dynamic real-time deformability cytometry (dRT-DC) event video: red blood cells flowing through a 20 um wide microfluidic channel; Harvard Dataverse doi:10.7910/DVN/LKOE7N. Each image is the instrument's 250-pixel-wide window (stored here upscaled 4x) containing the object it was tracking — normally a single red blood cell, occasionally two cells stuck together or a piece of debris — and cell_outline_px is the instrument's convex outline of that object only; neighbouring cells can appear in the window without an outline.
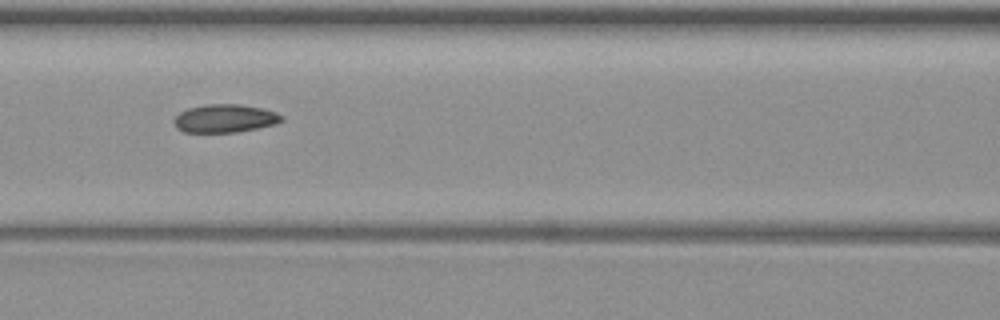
{"species": "common noctule bat (a hibernating species)", "species_latin": "Nyctalus noctula", "temperature_condition": "warm", "stored_images_in_passage": 12, "camera_frame_rate_fps": 3000, "um_per_image_px": 0.085, "animal": {"sex": "female", "body_mass_g": 19.3, "forearm_length_mm": 54.1}, "frame": {"image": 1, "passage_image": 6, "time_ms": 7.667, "image_size_px": [1000, 320], "cell_outline_px": [[284, 120], [276, 124], [236, 132], [184, 132], [176, 128], [172, 120], [180, 112], [188, 108], [208, 104], [240, 104], [264, 108], [276, 112]], "centroid_in_image_um": [19.1, 10.06], "position_along_channel_um": 147.5, "area_um2": 17.69}}
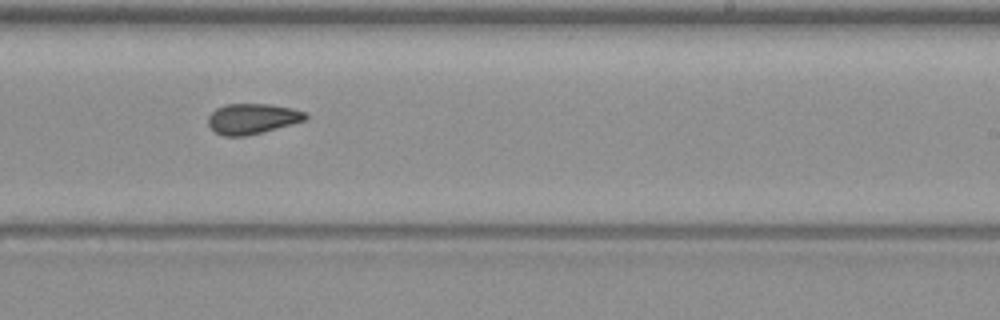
{"frame": {"image": 2, "passage_image": 9, "time_ms": 11.0, "image_size_px": [1000, 320], "cell_outline_px": [[308, 116], [304, 120], [292, 124], [248, 136], [224, 136], [216, 132], [208, 124], [208, 116], [216, 108], [224, 104], [268, 104], [292, 108], [308, 112]], "centroid_in_image_um": [21.45, 10.09], "position_along_channel_um": 267.5, "area_um2": 17.28}}
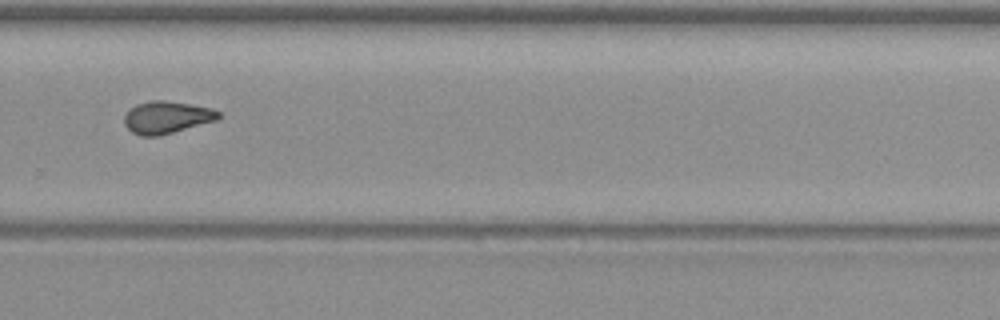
{"frame": {"image": 3, "passage_image": 10, "time_ms": 12.333, "image_size_px": [1000, 320], "cell_outline_px": [[220, 116], [216, 120], [160, 136], [140, 136], [132, 132], [124, 124], [124, 116], [136, 104], [152, 100], [164, 100], [212, 108], [220, 112]], "centroid_in_image_um": [14.16, 9.98], "position_along_channel_um": 315.6, "area_um2": 17.57}, "authors_computed_cell_mechanics": {"area_um2": 17.629, "velocity_mm_per_s": 3.5975, "shape_relaxation_time_tau1_ms": 7.2789, "shape_relaxation_time_tau2_ms": null, "deformation_change_tau1": 0.2127, "deformation_change_tau2": null}}